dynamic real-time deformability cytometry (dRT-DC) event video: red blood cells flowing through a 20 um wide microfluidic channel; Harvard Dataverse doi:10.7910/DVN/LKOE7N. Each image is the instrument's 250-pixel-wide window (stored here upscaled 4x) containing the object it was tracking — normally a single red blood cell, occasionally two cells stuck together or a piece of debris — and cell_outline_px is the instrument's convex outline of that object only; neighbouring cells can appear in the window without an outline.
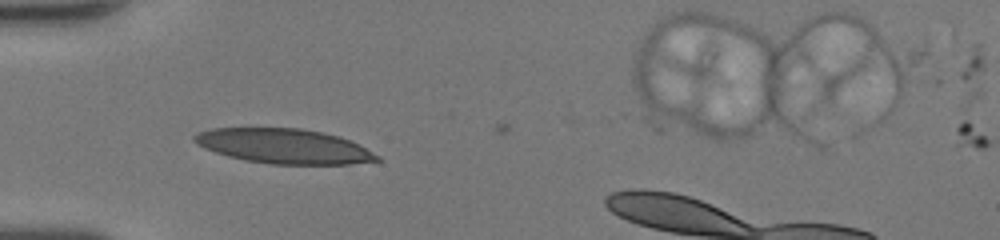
{"species": "human", "species_latin": "Homo sapiens", "temperature_condition": "room temperature", "stored_images_in_passage": 35, "camera_frame_rate_fps": 3000, "um_per_image_px": 0.085, "donor": {"sex": "female"}, "frame": {"image": 1, "passage_image": 1, "time_ms": 0.0, "image_size_px": [1000, 240], "cell_outline_px": [[380, 160], [348, 164], [268, 164], [244, 160], [228, 156], [204, 148], [196, 144], [192, 140], [192, 136], [196, 132], [212, 128], [300, 128], [340, 136], [380, 156]], "centroid_in_image_um": [24.06, 12.42], "position_along_channel_um": 60.9, "area_um2": 36.88}}
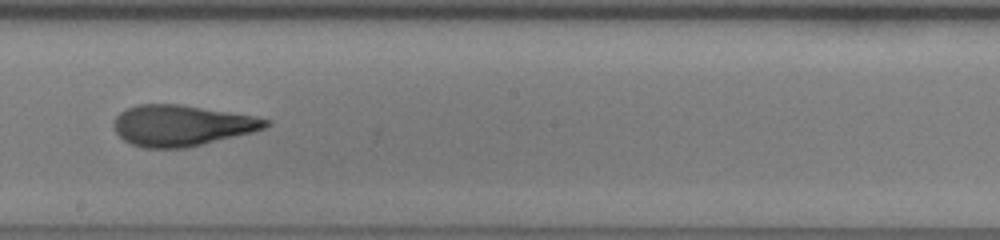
{"frame": {"image": 2, "passage_image": 14, "time_ms": 4.333, "image_size_px": [1000, 240], "cell_outline_px": [[272, 124], [264, 128], [252, 132], [188, 148], [144, 148], [132, 144], [124, 140], [116, 132], [112, 124], [116, 116], [120, 112], [128, 108], [140, 104], [180, 104], [252, 116], [272, 120]], "centroid_in_image_um": [15.43, 10.67], "position_along_channel_um": 232.8, "area_um2": 36.13}}
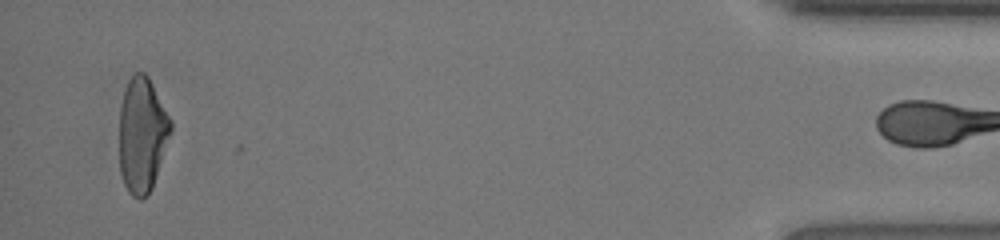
{"frame": {"image": 3, "passage_image": 34, "time_ms": 11.0, "image_size_px": [1000, 240], "cell_outline_px": [[172, 132], [152, 188], [148, 196], [140, 200], [132, 196], [128, 192], [124, 184], [120, 172], [120, 104], [124, 88], [128, 80], [136, 72], [144, 72], [148, 76], [172, 120]], "centroid_in_image_um": [12.09, 11.47], "position_along_channel_um": 423.1, "area_um2": 34.85}, "authors_computed_cell_mechanics": {"area_um2": 36.125, "velocity_mm_per_s": 4.1936, "shape_relaxation_time_tau1_ms": 5.9962, "shape_relaxation_time_tau2_ms": 1.5837, "deformation_change_tau1": 0.2548, "deformation_change_tau2": 0.1046}}